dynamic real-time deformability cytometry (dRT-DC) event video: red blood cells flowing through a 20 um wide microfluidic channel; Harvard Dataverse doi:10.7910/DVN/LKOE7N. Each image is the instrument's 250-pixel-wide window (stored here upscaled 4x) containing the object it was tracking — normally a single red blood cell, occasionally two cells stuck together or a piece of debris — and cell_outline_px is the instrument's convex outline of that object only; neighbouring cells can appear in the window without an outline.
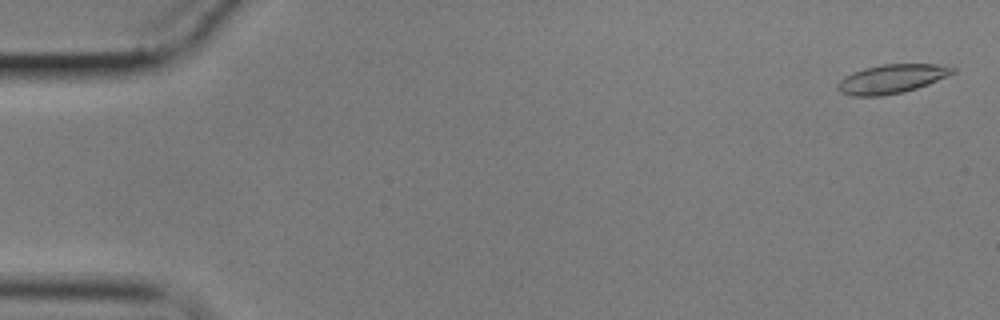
{"species": "common noctule bat (a hibernating species)", "species_latin": "Nyctalus noctula", "temperature_condition": "cold", "stored_images_in_passage": 59, "camera_frame_rate_fps": 3000, "um_per_image_px": 0.085, "animal": {"sex": "male", "body_mass_g": 17.9}, "frame": {"image": 1, "passage_image": 2, "time_ms": 0.333, "image_size_px": [1000, 320], "cell_outline_px": [[956, 72], [948, 76], [928, 84], [904, 92], [880, 96], [852, 96], [840, 92], [836, 88], [840, 80], [844, 76], [852, 72], [864, 68], [884, 64], [936, 64], [956, 68]], "centroid_in_image_um": [75.78, 6.7], "position_along_channel_um": 9.2, "area_um2": 19.42}}
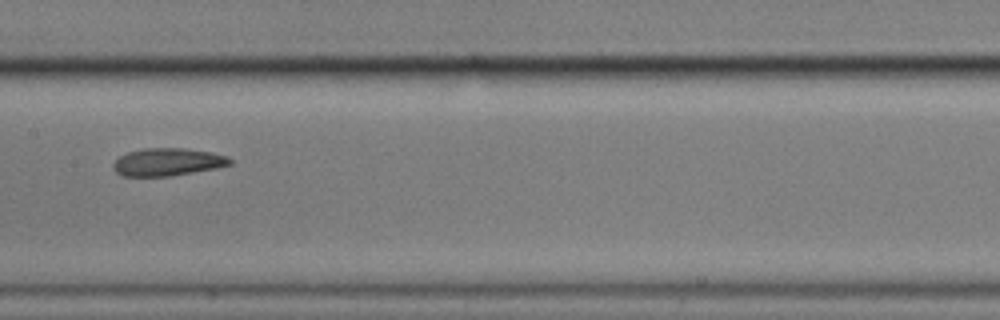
{"frame": {"image": 2, "passage_image": 30, "time_ms": 9.667, "image_size_px": [1000, 320], "cell_outline_px": [[232, 164], [216, 168], [168, 176], [124, 176], [116, 172], [112, 168], [112, 164], [120, 156], [128, 152], [144, 148], [184, 148], [212, 152], [224, 156], [232, 160]], "centroid_in_image_um": [14.22, 13.76], "position_along_channel_um": 193.2, "area_um2": 18.67}}
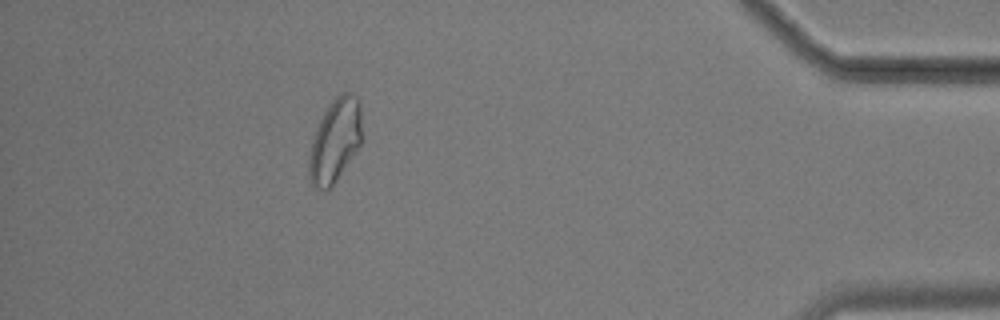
{"frame": {"image": 3, "passage_image": 53, "time_ms": 17.333, "image_size_px": [1000, 320], "cell_outline_px": [[360, 144], [328, 192], [324, 192], [316, 188], [312, 184], [308, 176], [308, 160], [312, 136], [324, 112], [332, 100], [336, 96], [344, 92], [348, 92], [356, 96], [360, 104]], "centroid_in_image_um": [28.43, 11.98], "position_along_channel_um": 406.8, "area_um2": 25.55}, "authors_computed_cell_mechanics": {"area_um2": 19.4786, "velocity_mm_per_s": 3.416, "shape_relaxation_time_tau1_ms": 4.7619, "shape_relaxation_time_tau2_ms": 3.4534, "deformation_change_tau1": 0.1292, "deformation_change_tau2": 0.0958}}